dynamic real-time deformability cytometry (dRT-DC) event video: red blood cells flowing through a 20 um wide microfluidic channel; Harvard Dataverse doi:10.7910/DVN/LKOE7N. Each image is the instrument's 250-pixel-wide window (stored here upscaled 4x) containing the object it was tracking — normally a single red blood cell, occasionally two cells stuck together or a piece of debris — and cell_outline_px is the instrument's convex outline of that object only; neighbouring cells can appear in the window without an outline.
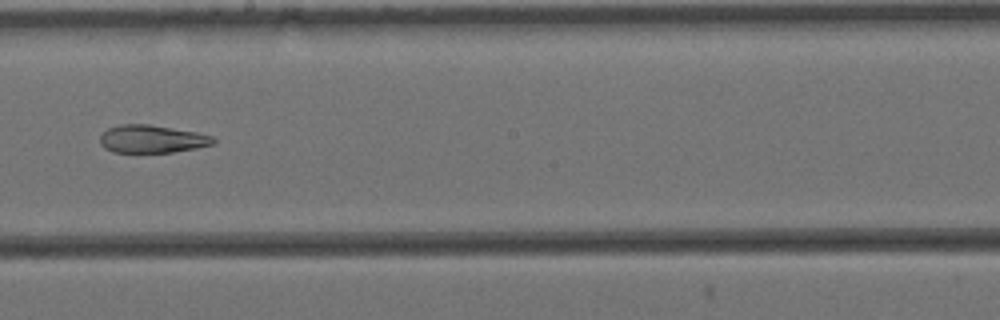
{"species": "Egyptian fruit bat (a non-hibernating species)", "species_latin": "Rousettus aegyptiacus", "temperature_condition": "cold", "stored_images_in_passage": 15, "camera_frame_rate_fps": 3000, "um_per_image_px": 0.085, "animal": {"sex": "female"}, "frame": {"image": 1, "passage_image": 9, "time_ms": 2.667, "image_size_px": [1000, 320], "cell_outline_px": [[216, 140], [212, 144], [196, 148], [172, 152], [112, 152], [104, 148], [100, 144], [100, 136], [108, 128], [120, 124], [148, 124], [196, 132], [212, 136]], "centroid_in_image_um": [12.88, 11.81], "position_along_channel_um": 235.3, "area_um2": 18.26}}
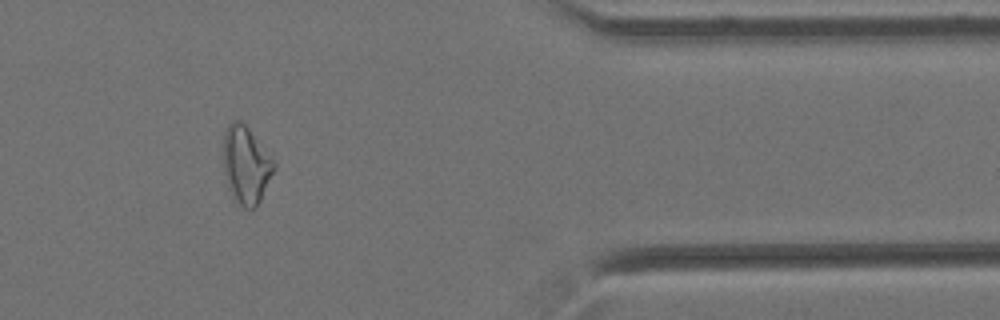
{"frame": {"image": 2, "passage_image": 13, "time_ms": 4.0, "image_size_px": [1000, 320], "cell_outline_px": [[276, 168], [256, 208], [244, 208], [232, 196], [228, 188], [224, 172], [224, 132], [228, 124], [232, 120], [240, 120], [248, 128], [272, 156], [276, 164]], "centroid_in_image_um": [20.93, 14.01], "position_along_channel_um": 390.5, "area_um2": 22.89}}